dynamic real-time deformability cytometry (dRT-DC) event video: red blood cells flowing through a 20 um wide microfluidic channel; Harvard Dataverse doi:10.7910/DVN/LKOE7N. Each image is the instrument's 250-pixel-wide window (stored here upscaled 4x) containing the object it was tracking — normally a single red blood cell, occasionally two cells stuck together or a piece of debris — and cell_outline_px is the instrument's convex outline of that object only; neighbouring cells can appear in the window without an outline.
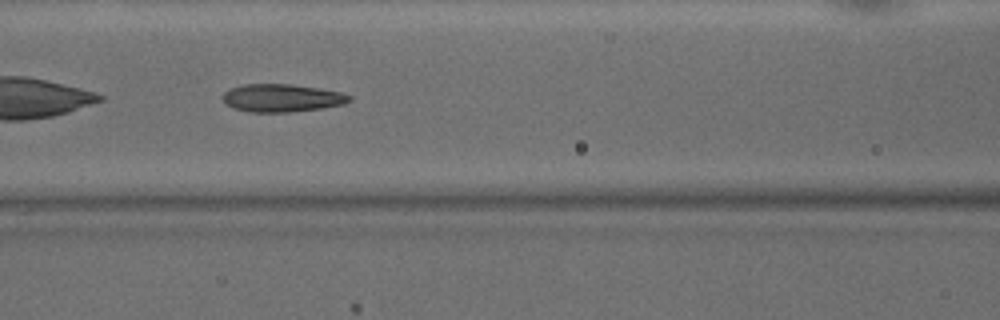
{"species": "common noctule bat (a hibernating species)", "species_latin": "Nyctalus noctula", "temperature_condition": "warm", "stored_images_in_passage": 33, "camera_frame_rate_fps": 3000, "um_per_image_px": 0.085, "animal": {"sex": "male", "body_mass_g": 15.6}, "frame": {"image": 1, "passage_image": 6, "time_ms": 1.667, "image_size_px": [1000, 320], "cell_outline_px": [[352, 100], [344, 104], [324, 108], [292, 112], [248, 112], [224, 104], [224, 92], [232, 88], [244, 84], [292, 84], [340, 92], [352, 96]], "centroid_in_image_um": [23.99, 8.33], "position_along_channel_um": 142.6, "area_um2": 20.52}}